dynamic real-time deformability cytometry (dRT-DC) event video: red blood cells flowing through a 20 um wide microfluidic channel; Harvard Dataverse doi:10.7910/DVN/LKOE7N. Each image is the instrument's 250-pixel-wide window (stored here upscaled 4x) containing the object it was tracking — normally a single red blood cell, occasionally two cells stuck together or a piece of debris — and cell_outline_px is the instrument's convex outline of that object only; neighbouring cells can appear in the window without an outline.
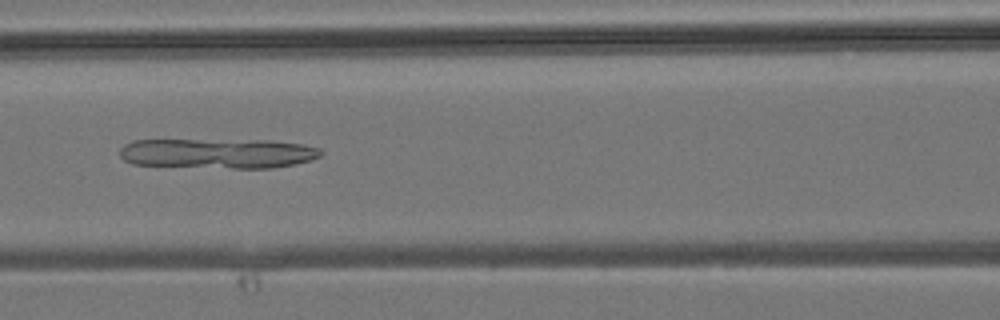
{"species": "common noctule bat (a hibernating species)", "species_latin": "Nyctalus noctula", "temperature_condition": "room temperature", "stored_images_in_passage": 5, "camera_frame_rate_fps": 3000, "um_per_image_px": 0.085, "animal": {"sex": "male", "body_mass_g": 19.2, "forearm_length_mm": 51.8}, "frame": {"image": 1, "passage_image": 5, "time_ms": 4.667, "image_size_px": [1000, 320], "cell_outline_px": [[324, 152], [320, 156], [312, 160], [296, 164], [272, 168], [232, 168], [132, 164], [124, 160], [120, 156], [120, 148], [124, 144], [132, 140], [268, 140], [304, 144], [320, 148]], "centroid_in_image_um": [18.55, 13.03], "position_along_channel_um": 148.0, "area_um2": 35.37}}